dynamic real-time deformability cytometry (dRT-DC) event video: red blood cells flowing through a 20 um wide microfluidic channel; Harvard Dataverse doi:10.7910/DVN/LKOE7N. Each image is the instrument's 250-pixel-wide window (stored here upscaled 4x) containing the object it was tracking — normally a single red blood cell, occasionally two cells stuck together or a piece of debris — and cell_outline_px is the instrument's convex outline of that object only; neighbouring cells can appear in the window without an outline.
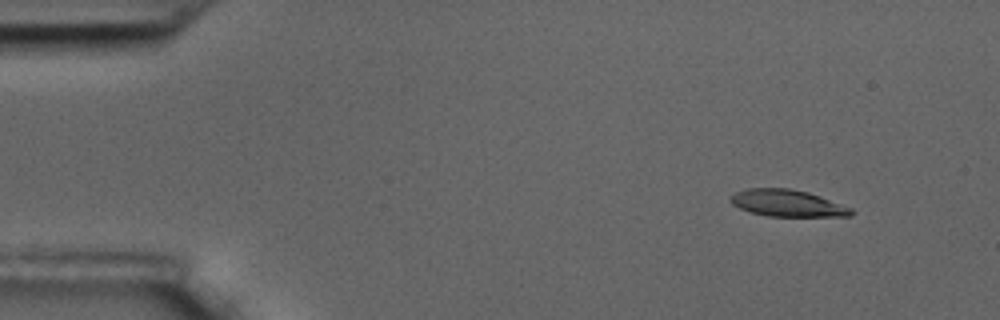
{"species": "common noctule bat (a hibernating species)", "species_latin": "Nyctalus noctula", "temperature_condition": "room temperature", "stored_images_in_passage": 6, "camera_frame_rate_fps": 3000, "um_per_image_px": 0.085, "animal": {"sex": "male", "body_mass_g": 17.5, "forearm_length_mm": 52.3}, "frame": {"image": 1, "passage_image": 2, "time_ms": 0.333, "image_size_px": [1000, 320], "cell_outline_px": [[856, 212], [852, 216], [768, 216], [752, 212], [740, 208], [732, 204], [728, 200], [736, 192], [748, 188], [788, 188], [808, 192], [820, 196], [852, 208]], "centroid_in_image_um": [66.96, 17.27], "position_along_channel_um": 18.0, "area_um2": 18.79}}
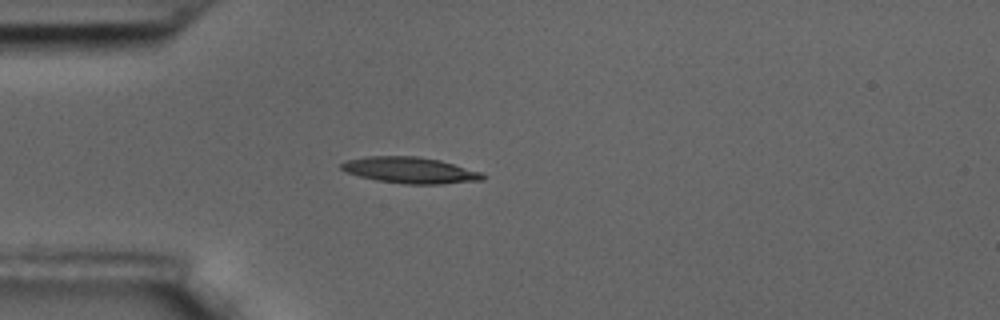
{"frame": {"image": 2, "passage_image": 5, "time_ms": 1.333, "image_size_px": [1000, 320], "cell_outline_px": [[488, 176], [484, 180], [440, 184], [404, 184], [376, 180], [360, 176], [348, 172], [340, 168], [340, 164], [344, 160], [364, 156], [416, 156], [440, 160], [480, 172]], "centroid_in_image_um": [34.85, 14.46], "position_along_channel_um": 50.2, "area_um2": 21.62}}